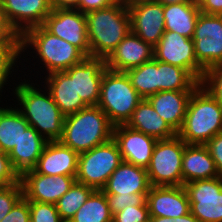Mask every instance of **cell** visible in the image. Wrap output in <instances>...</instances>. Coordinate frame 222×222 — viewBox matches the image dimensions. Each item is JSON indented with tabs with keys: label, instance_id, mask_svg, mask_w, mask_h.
<instances>
[{
	"label": "cell",
	"instance_id": "cell-1",
	"mask_svg": "<svg viewBox=\"0 0 222 222\" xmlns=\"http://www.w3.org/2000/svg\"><path fill=\"white\" fill-rule=\"evenodd\" d=\"M26 54L30 55L29 58L26 56ZM20 56H22L20 57V63L27 62L28 59H33L34 61L38 59L36 60L37 62H35V64L40 62L39 64L43 65H34V62L30 64L29 66L31 67V65H33L31 68L34 70L28 66L29 69L27 72L31 71L28 73V75L30 74L31 76L25 74L27 72H23V77H30L31 80L35 76L37 79H41L43 77L41 74L47 75L52 72L65 71L71 68L73 65L79 64L86 57L77 47L51 34L42 25L28 29L21 36ZM35 66H40L39 68L43 73H40L39 69L35 68ZM32 71H34V74H32ZM39 74L40 77L38 76Z\"/></svg>",
	"mask_w": 222,
	"mask_h": 222
},
{
	"label": "cell",
	"instance_id": "cell-2",
	"mask_svg": "<svg viewBox=\"0 0 222 222\" xmlns=\"http://www.w3.org/2000/svg\"><path fill=\"white\" fill-rule=\"evenodd\" d=\"M20 78L18 76L16 86L14 85L11 89L13 93L10 92L14 98L11 100L17 103L13 104L29 125L34 127L47 141H59L63 135L65 116L41 82L35 83L33 79L27 80L25 77L23 81Z\"/></svg>",
	"mask_w": 222,
	"mask_h": 222
},
{
	"label": "cell",
	"instance_id": "cell-3",
	"mask_svg": "<svg viewBox=\"0 0 222 222\" xmlns=\"http://www.w3.org/2000/svg\"><path fill=\"white\" fill-rule=\"evenodd\" d=\"M85 15L90 57L107 59L131 31L127 4L116 1L109 7Z\"/></svg>",
	"mask_w": 222,
	"mask_h": 222
},
{
	"label": "cell",
	"instance_id": "cell-4",
	"mask_svg": "<svg viewBox=\"0 0 222 222\" xmlns=\"http://www.w3.org/2000/svg\"><path fill=\"white\" fill-rule=\"evenodd\" d=\"M113 125L97 106H87L64 117L63 135L59 140L64 146L82 153L109 141Z\"/></svg>",
	"mask_w": 222,
	"mask_h": 222
},
{
	"label": "cell",
	"instance_id": "cell-5",
	"mask_svg": "<svg viewBox=\"0 0 222 222\" xmlns=\"http://www.w3.org/2000/svg\"><path fill=\"white\" fill-rule=\"evenodd\" d=\"M222 133V107L199 85L191 94L186 115L177 135L186 144L205 145Z\"/></svg>",
	"mask_w": 222,
	"mask_h": 222
},
{
	"label": "cell",
	"instance_id": "cell-6",
	"mask_svg": "<svg viewBox=\"0 0 222 222\" xmlns=\"http://www.w3.org/2000/svg\"><path fill=\"white\" fill-rule=\"evenodd\" d=\"M142 99L125 72L104 71L97 106L113 126L127 124Z\"/></svg>",
	"mask_w": 222,
	"mask_h": 222
},
{
	"label": "cell",
	"instance_id": "cell-7",
	"mask_svg": "<svg viewBox=\"0 0 222 222\" xmlns=\"http://www.w3.org/2000/svg\"><path fill=\"white\" fill-rule=\"evenodd\" d=\"M123 159L116 141H109L79 153L76 181L102 190Z\"/></svg>",
	"mask_w": 222,
	"mask_h": 222
},
{
	"label": "cell",
	"instance_id": "cell-8",
	"mask_svg": "<svg viewBox=\"0 0 222 222\" xmlns=\"http://www.w3.org/2000/svg\"><path fill=\"white\" fill-rule=\"evenodd\" d=\"M186 143L178 136L157 140L146 171L151 186H182Z\"/></svg>",
	"mask_w": 222,
	"mask_h": 222
},
{
	"label": "cell",
	"instance_id": "cell-9",
	"mask_svg": "<svg viewBox=\"0 0 222 222\" xmlns=\"http://www.w3.org/2000/svg\"><path fill=\"white\" fill-rule=\"evenodd\" d=\"M192 40L197 62L205 70L222 65V15L200 13Z\"/></svg>",
	"mask_w": 222,
	"mask_h": 222
},
{
	"label": "cell",
	"instance_id": "cell-10",
	"mask_svg": "<svg viewBox=\"0 0 222 222\" xmlns=\"http://www.w3.org/2000/svg\"><path fill=\"white\" fill-rule=\"evenodd\" d=\"M190 212L199 222H222V178L195 180L184 184Z\"/></svg>",
	"mask_w": 222,
	"mask_h": 222
},
{
	"label": "cell",
	"instance_id": "cell-11",
	"mask_svg": "<svg viewBox=\"0 0 222 222\" xmlns=\"http://www.w3.org/2000/svg\"><path fill=\"white\" fill-rule=\"evenodd\" d=\"M154 59L187 70L198 82H201L205 73L195 57L192 38L181 36L177 32H164L154 47Z\"/></svg>",
	"mask_w": 222,
	"mask_h": 222
},
{
	"label": "cell",
	"instance_id": "cell-12",
	"mask_svg": "<svg viewBox=\"0 0 222 222\" xmlns=\"http://www.w3.org/2000/svg\"><path fill=\"white\" fill-rule=\"evenodd\" d=\"M42 26L90 57L86 15L78 9H52Z\"/></svg>",
	"mask_w": 222,
	"mask_h": 222
},
{
	"label": "cell",
	"instance_id": "cell-13",
	"mask_svg": "<svg viewBox=\"0 0 222 222\" xmlns=\"http://www.w3.org/2000/svg\"><path fill=\"white\" fill-rule=\"evenodd\" d=\"M75 181L76 178L73 176L42 175L34 170L26 171L20 177L23 196L28 201L51 204H56Z\"/></svg>",
	"mask_w": 222,
	"mask_h": 222
},
{
	"label": "cell",
	"instance_id": "cell-14",
	"mask_svg": "<svg viewBox=\"0 0 222 222\" xmlns=\"http://www.w3.org/2000/svg\"><path fill=\"white\" fill-rule=\"evenodd\" d=\"M131 32L155 47L165 32L163 5L156 2L127 4Z\"/></svg>",
	"mask_w": 222,
	"mask_h": 222
},
{
	"label": "cell",
	"instance_id": "cell-15",
	"mask_svg": "<svg viewBox=\"0 0 222 222\" xmlns=\"http://www.w3.org/2000/svg\"><path fill=\"white\" fill-rule=\"evenodd\" d=\"M112 138L119 147L123 161L145 169L148 167L157 142L155 137L122 124L113 127Z\"/></svg>",
	"mask_w": 222,
	"mask_h": 222
},
{
	"label": "cell",
	"instance_id": "cell-16",
	"mask_svg": "<svg viewBox=\"0 0 222 222\" xmlns=\"http://www.w3.org/2000/svg\"><path fill=\"white\" fill-rule=\"evenodd\" d=\"M0 7L20 36L41 26L53 9L51 0H0Z\"/></svg>",
	"mask_w": 222,
	"mask_h": 222
},
{
	"label": "cell",
	"instance_id": "cell-17",
	"mask_svg": "<svg viewBox=\"0 0 222 222\" xmlns=\"http://www.w3.org/2000/svg\"><path fill=\"white\" fill-rule=\"evenodd\" d=\"M106 69V59L85 57L79 64L65 70L70 77H75L76 93L87 106L98 104L101 80Z\"/></svg>",
	"mask_w": 222,
	"mask_h": 222
},
{
	"label": "cell",
	"instance_id": "cell-18",
	"mask_svg": "<svg viewBox=\"0 0 222 222\" xmlns=\"http://www.w3.org/2000/svg\"><path fill=\"white\" fill-rule=\"evenodd\" d=\"M149 217L175 219L190 212L187 191L182 186H151L146 196Z\"/></svg>",
	"mask_w": 222,
	"mask_h": 222
},
{
	"label": "cell",
	"instance_id": "cell-19",
	"mask_svg": "<svg viewBox=\"0 0 222 222\" xmlns=\"http://www.w3.org/2000/svg\"><path fill=\"white\" fill-rule=\"evenodd\" d=\"M153 59L154 47L130 31L106 59V67L125 72Z\"/></svg>",
	"mask_w": 222,
	"mask_h": 222
},
{
	"label": "cell",
	"instance_id": "cell-20",
	"mask_svg": "<svg viewBox=\"0 0 222 222\" xmlns=\"http://www.w3.org/2000/svg\"><path fill=\"white\" fill-rule=\"evenodd\" d=\"M79 153L64 146L60 141H48L33 169L36 173L76 178Z\"/></svg>",
	"mask_w": 222,
	"mask_h": 222
},
{
	"label": "cell",
	"instance_id": "cell-21",
	"mask_svg": "<svg viewBox=\"0 0 222 222\" xmlns=\"http://www.w3.org/2000/svg\"><path fill=\"white\" fill-rule=\"evenodd\" d=\"M35 80L45 86L50 92L53 101L59 107L64 116L74 114L87 107L75 88V77H70L65 71L52 72ZM43 81V82H42Z\"/></svg>",
	"mask_w": 222,
	"mask_h": 222
},
{
	"label": "cell",
	"instance_id": "cell-22",
	"mask_svg": "<svg viewBox=\"0 0 222 222\" xmlns=\"http://www.w3.org/2000/svg\"><path fill=\"white\" fill-rule=\"evenodd\" d=\"M151 188L145 168L122 161L102 189L105 194L149 193Z\"/></svg>",
	"mask_w": 222,
	"mask_h": 222
},
{
	"label": "cell",
	"instance_id": "cell-23",
	"mask_svg": "<svg viewBox=\"0 0 222 222\" xmlns=\"http://www.w3.org/2000/svg\"><path fill=\"white\" fill-rule=\"evenodd\" d=\"M194 90L160 91L147 98L154 110L176 132L181 129Z\"/></svg>",
	"mask_w": 222,
	"mask_h": 222
},
{
	"label": "cell",
	"instance_id": "cell-24",
	"mask_svg": "<svg viewBox=\"0 0 222 222\" xmlns=\"http://www.w3.org/2000/svg\"><path fill=\"white\" fill-rule=\"evenodd\" d=\"M47 142L32 126L24 131L18 144L8 154L13 170L19 177L35 168Z\"/></svg>",
	"mask_w": 222,
	"mask_h": 222
},
{
	"label": "cell",
	"instance_id": "cell-25",
	"mask_svg": "<svg viewBox=\"0 0 222 222\" xmlns=\"http://www.w3.org/2000/svg\"><path fill=\"white\" fill-rule=\"evenodd\" d=\"M183 185L195 180L219 177L215 162L207 147L186 144L182 158Z\"/></svg>",
	"mask_w": 222,
	"mask_h": 222
},
{
	"label": "cell",
	"instance_id": "cell-26",
	"mask_svg": "<svg viewBox=\"0 0 222 222\" xmlns=\"http://www.w3.org/2000/svg\"><path fill=\"white\" fill-rule=\"evenodd\" d=\"M126 125L146 135L155 137L157 140L169 139L177 135L169 124L154 110L147 99H142L137 105Z\"/></svg>",
	"mask_w": 222,
	"mask_h": 222
},
{
	"label": "cell",
	"instance_id": "cell-27",
	"mask_svg": "<svg viewBox=\"0 0 222 222\" xmlns=\"http://www.w3.org/2000/svg\"><path fill=\"white\" fill-rule=\"evenodd\" d=\"M165 31L177 32L192 38L195 25L201 13L198 3H178L163 5Z\"/></svg>",
	"mask_w": 222,
	"mask_h": 222
},
{
	"label": "cell",
	"instance_id": "cell-28",
	"mask_svg": "<svg viewBox=\"0 0 222 222\" xmlns=\"http://www.w3.org/2000/svg\"><path fill=\"white\" fill-rule=\"evenodd\" d=\"M3 104L0 105V146L2 152L9 154L30 125L16 106Z\"/></svg>",
	"mask_w": 222,
	"mask_h": 222
},
{
	"label": "cell",
	"instance_id": "cell-29",
	"mask_svg": "<svg viewBox=\"0 0 222 222\" xmlns=\"http://www.w3.org/2000/svg\"><path fill=\"white\" fill-rule=\"evenodd\" d=\"M199 85L187 70L158 61V92L195 90Z\"/></svg>",
	"mask_w": 222,
	"mask_h": 222
},
{
	"label": "cell",
	"instance_id": "cell-30",
	"mask_svg": "<svg viewBox=\"0 0 222 222\" xmlns=\"http://www.w3.org/2000/svg\"><path fill=\"white\" fill-rule=\"evenodd\" d=\"M20 47H21V43L0 44V102L1 103L3 102V99L1 101V98L4 96L3 92L5 91L6 87L10 86L6 89L7 91L9 89L8 92H10V89H12L11 86H14L13 84H15L16 82L15 79H18L17 76L18 75L20 76L21 74L23 75V73H20V72H23L25 71V69L26 70L28 69L25 67L24 63L20 64L19 62L20 57H21ZM18 63H19V66L21 65L22 69L19 68ZM18 69H20L21 71ZM18 71H19V74H18ZM10 82L12 83V85Z\"/></svg>",
	"mask_w": 222,
	"mask_h": 222
},
{
	"label": "cell",
	"instance_id": "cell-31",
	"mask_svg": "<svg viewBox=\"0 0 222 222\" xmlns=\"http://www.w3.org/2000/svg\"><path fill=\"white\" fill-rule=\"evenodd\" d=\"M125 73L131 85L143 99L158 93V60L153 59Z\"/></svg>",
	"mask_w": 222,
	"mask_h": 222
},
{
	"label": "cell",
	"instance_id": "cell-32",
	"mask_svg": "<svg viewBox=\"0 0 222 222\" xmlns=\"http://www.w3.org/2000/svg\"><path fill=\"white\" fill-rule=\"evenodd\" d=\"M105 193L94 190L69 222H112Z\"/></svg>",
	"mask_w": 222,
	"mask_h": 222
},
{
	"label": "cell",
	"instance_id": "cell-33",
	"mask_svg": "<svg viewBox=\"0 0 222 222\" xmlns=\"http://www.w3.org/2000/svg\"><path fill=\"white\" fill-rule=\"evenodd\" d=\"M93 191V188L75 181L56 203L61 219L64 222H69Z\"/></svg>",
	"mask_w": 222,
	"mask_h": 222
},
{
	"label": "cell",
	"instance_id": "cell-34",
	"mask_svg": "<svg viewBox=\"0 0 222 222\" xmlns=\"http://www.w3.org/2000/svg\"><path fill=\"white\" fill-rule=\"evenodd\" d=\"M200 85L204 87L222 107V65H214L207 68Z\"/></svg>",
	"mask_w": 222,
	"mask_h": 222
},
{
	"label": "cell",
	"instance_id": "cell-35",
	"mask_svg": "<svg viewBox=\"0 0 222 222\" xmlns=\"http://www.w3.org/2000/svg\"><path fill=\"white\" fill-rule=\"evenodd\" d=\"M30 209V222H64L56 204L28 201Z\"/></svg>",
	"mask_w": 222,
	"mask_h": 222
},
{
	"label": "cell",
	"instance_id": "cell-36",
	"mask_svg": "<svg viewBox=\"0 0 222 222\" xmlns=\"http://www.w3.org/2000/svg\"><path fill=\"white\" fill-rule=\"evenodd\" d=\"M148 193L105 194L111 214L122 211L127 206L144 205Z\"/></svg>",
	"mask_w": 222,
	"mask_h": 222
},
{
	"label": "cell",
	"instance_id": "cell-37",
	"mask_svg": "<svg viewBox=\"0 0 222 222\" xmlns=\"http://www.w3.org/2000/svg\"><path fill=\"white\" fill-rule=\"evenodd\" d=\"M22 197L23 187L20 181L13 185L5 186L0 190V221Z\"/></svg>",
	"mask_w": 222,
	"mask_h": 222
},
{
	"label": "cell",
	"instance_id": "cell-38",
	"mask_svg": "<svg viewBox=\"0 0 222 222\" xmlns=\"http://www.w3.org/2000/svg\"><path fill=\"white\" fill-rule=\"evenodd\" d=\"M148 205L127 206L113 214L112 222H145L149 219Z\"/></svg>",
	"mask_w": 222,
	"mask_h": 222
},
{
	"label": "cell",
	"instance_id": "cell-39",
	"mask_svg": "<svg viewBox=\"0 0 222 222\" xmlns=\"http://www.w3.org/2000/svg\"><path fill=\"white\" fill-rule=\"evenodd\" d=\"M0 222H30L28 200L23 196Z\"/></svg>",
	"mask_w": 222,
	"mask_h": 222
},
{
	"label": "cell",
	"instance_id": "cell-40",
	"mask_svg": "<svg viewBox=\"0 0 222 222\" xmlns=\"http://www.w3.org/2000/svg\"><path fill=\"white\" fill-rule=\"evenodd\" d=\"M0 181L5 185H13L20 181V177L13 170L8 154L0 151Z\"/></svg>",
	"mask_w": 222,
	"mask_h": 222
},
{
	"label": "cell",
	"instance_id": "cell-41",
	"mask_svg": "<svg viewBox=\"0 0 222 222\" xmlns=\"http://www.w3.org/2000/svg\"><path fill=\"white\" fill-rule=\"evenodd\" d=\"M21 43V36L11 26L5 13L0 7V44Z\"/></svg>",
	"mask_w": 222,
	"mask_h": 222
},
{
	"label": "cell",
	"instance_id": "cell-42",
	"mask_svg": "<svg viewBox=\"0 0 222 222\" xmlns=\"http://www.w3.org/2000/svg\"><path fill=\"white\" fill-rule=\"evenodd\" d=\"M205 146L215 162L219 176L222 178V133L213 136Z\"/></svg>",
	"mask_w": 222,
	"mask_h": 222
},
{
	"label": "cell",
	"instance_id": "cell-43",
	"mask_svg": "<svg viewBox=\"0 0 222 222\" xmlns=\"http://www.w3.org/2000/svg\"><path fill=\"white\" fill-rule=\"evenodd\" d=\"M116 0H79L78 10L86 14L90 11L111 6Z\"/></svg>",
	"mask_w": 222,
	"mask_h": 222
},
{
	"label": "cell",
	"instance_id": "cell-44",
	"mask_svg": "<svg viewBox=\"0 0 222 222\" xmlns=\"http://www.w3.org/2000/svg\"><path fill=\"white\" fill-rule=\"evenodd\" d=\"M201 13L222 15V0H197Z\"/></svg>",
	"mask_w": 222,
	"mask_h": 222
},
{
	"label": "cell",
	"instance_id": "cell-45",
	"mask_svg": "<svg viewBox=\"0 0 222 222\" xmlns=\"http://www.w3.org/2000/svg\"><path fill=\"white\" fill-rule=\"evenodd\" d=\"M150 218L151 222H199L191 212H189L186 215L177 217L175 219L168 217H150Z\"/></svg>",
	"mask_w": 222,
	"mask_h": 222
},
{
	"label": "cell",
	"instance_id": "cell-46",
	"mask_svg": "<svg viewBox=\"0 0 222 222\" xmlns=\"http://www.w3.org/2000/svg\"><path fill=\"white\" fill-rule=\"evenodd\" d=\"M79 0H51L53 9H77Z\"/></svg>",
	"mask_w": 222,
	"mask_h": 222
},
{
	"label": "cell",
	"instance_id": "cell-47",
	"mask_svg": "<svg viewBox=\"0 0 222 222\" xmlns=\"http://www.w3.org/2000/svg\"><path fill=\"white\" fill-rule=\"evenodd\" d=\"M162 5L178 4V3H197V0H156Z\"/></svg>",
	"mask_w": 222,
	"mask_h": 222
},
{
	"label": "cell",
	"instance_id": "cell-48",
	"mask_svg": "<svg viewBox=\"0 0 222 222\" xmlns=\"http://www.w3.org/2000/svg\"><path fill=\"white\" fill-rule=\"evenodd\" d=\"M142 2H156V0H128L126 4H136Z\"/></svg>",
	"mask_w": 222,
	"mask_h": 222
},
{
	"label": "cell",
	"instance_id": "cell-49",
	"mask_svg": "<svg viewBox=\"0 0 222 222\" xmlns=\"http://www.w3.org/2000/svg\"><path fill=\"white\" fill-rule=\"evenodd\" d=\"M4 187H5V185L0 181V190Z\"/></svg>",
	"mask_w": 222,
	"mask_h": 222
},
{
	"label": "cell",
	"instance_id": "cell-50",
	"mask_svg": "<svg viewBox=\"0 0 222 222\" xmlns=\"http://www.w3.org/2000/svg\"><path fill=\"white\" fill-rule=\"evenodd\" d=\"M116 1H121V2H125L126 3L128 0H116Z\"/></svg>",
	"mask_w": 222,
	"mask_h": 222
},
{
	"label": "cell",
	"instance_id": "cell-51",
	"mask_svg": "<svg viewBox=\"0 0 222 222\" xmlns=\"http://www.w3.org/2000/svg\"><path fill=\"white\" fill-rule=\"evenodd\" d=\"M145 222H151V218L147 219Z\"/></svg>",
	"mask_w": 222,
	"mask_h": 222
}]
</instances>
